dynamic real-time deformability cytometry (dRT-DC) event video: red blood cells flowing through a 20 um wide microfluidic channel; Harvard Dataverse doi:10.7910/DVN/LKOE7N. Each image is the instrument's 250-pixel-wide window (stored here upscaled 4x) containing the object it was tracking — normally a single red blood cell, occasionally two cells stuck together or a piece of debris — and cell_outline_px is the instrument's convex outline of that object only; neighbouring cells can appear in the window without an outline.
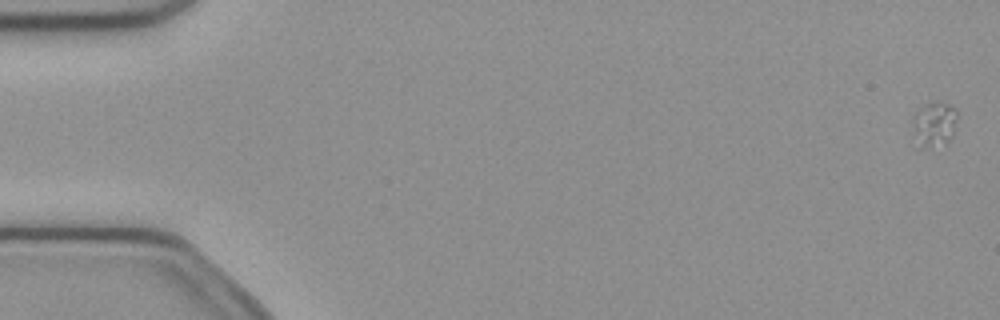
{"species": "common noctule bat (a hibernating species)", "species_latin": "Nyctalus noctula", "temperature_condition": "cold", "stored_images_in_passage": 7, "camera_frame_rate_fps": 3000, "um_per_image_px": 0.085, "animal": {"sex": "female", "body_mass_g": 21.9}, "frame": {"image": 1, "passage_image": 1, "time_ms": 0.0, "image_size_px": [1000, 320], "cell_outline_px": [[956, 120], [952, 136], [948, 140], [920, 148], [912, 148], [912, 116], [920, 108], [928, 104], [948, 104], [956, 108]], "centroid_in_image_um": [79.3, 10.61], "position_along_channel_um": 5.7, "area_um2": 11.62}}
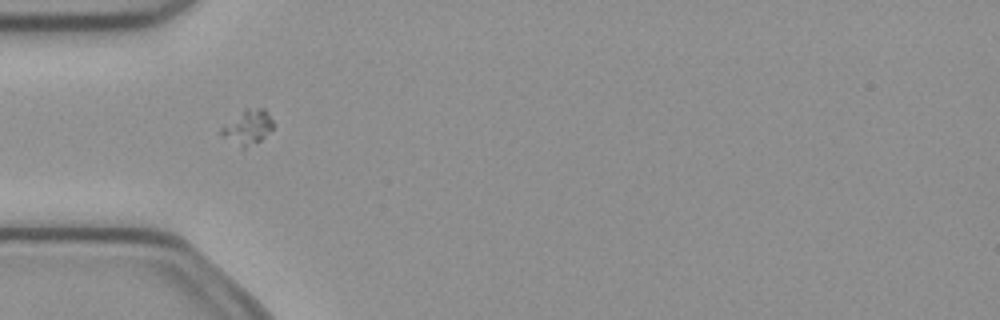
{"frame": {"image": 2, "passage_image": 5, "time_ms": 1.333, "image_size_px": [1000, 320], "cell_outline_px": [[272, 128], [260, 140], [244, 148], [240, 148], [224, 136], [220, 132], [220, 128], [244, 108], [264, 108], [268, 112], [272, 120]], "centroid_in_image_um": [21.05, 10.78], "position_along_channel_um": 64.0, "area_um2": 10.23}}